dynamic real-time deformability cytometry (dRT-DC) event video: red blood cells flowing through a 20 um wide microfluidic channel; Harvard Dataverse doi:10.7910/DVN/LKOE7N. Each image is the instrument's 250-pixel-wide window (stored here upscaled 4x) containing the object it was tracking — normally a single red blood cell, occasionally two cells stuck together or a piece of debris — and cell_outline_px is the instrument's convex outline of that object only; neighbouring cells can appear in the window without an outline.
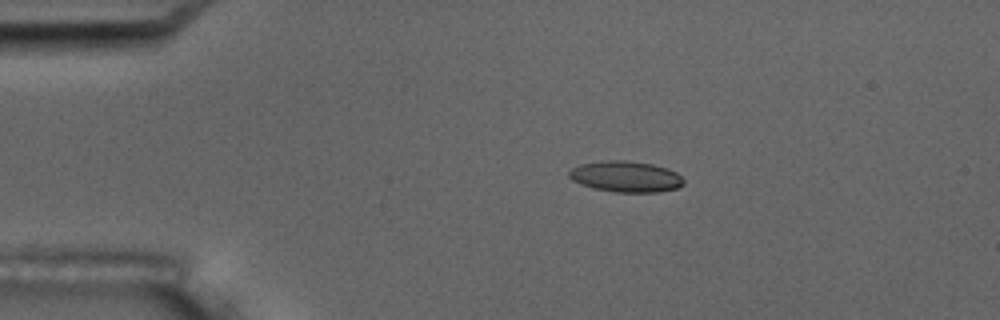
{"species": "common noctule bat (a hibernating species)", "species_latin": "Nyctalus noctula", "temperature_condition": "room temperature", "stored_images_in_passage": 7, "camera_frame_rate_fps": 3000, "um_per_image_px": 0.085, "animal": {"sex": "male", "body_mass_g": 17.5, "forearm_length_mm": 52.3}, "frame": {"image": 1, "passage_image": 4, "time_ms": 3.667, "image_size_px": [1000, 320], "cell_outline_px": [[684, 184], [676, 188], [660, 192], [616, 192], [596, 188], [580, 184], [572, 180], [568, 176], [568, 172], [572, 168], [580, 164], [604, 160], [624, 160], [652, 164], [668, 168], [676, 172], [684, 180]], "centroid_in_image_um": [53.19, 15.0], "position_along_channel_um": 31.8, "area_um2": 20.69}}
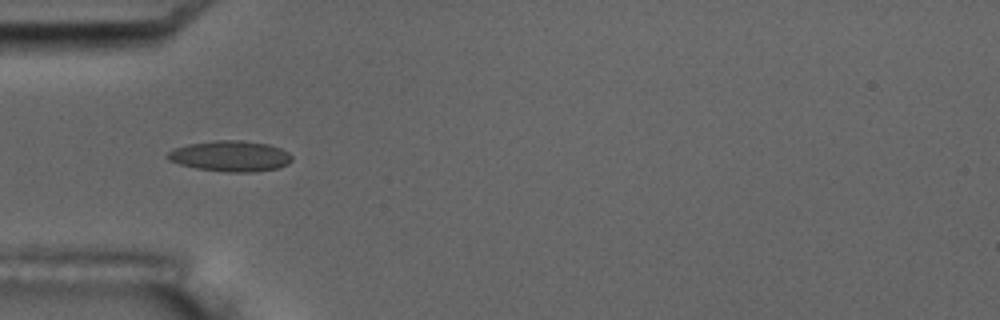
{"frame": {"image": 2, "passage_image": 6, "time_ms": 6.0, "image_size_px": [1000, 320], "cell_outline_px": [[292, 160], [288, 164], [276, 168], [252, 172], [228, 172], [196, 168], [180, 164], [168, 160], [164, 156], [168, 152], [176, 148], [188, 144], [216, 140], [240, 140], [268, 144], [280, 148], [288, 152], [292, 156]], "centroid_in_image_um": [19.57, 13.27], "position_along_channel_um": 65.4, "area_um2": 22.2}}